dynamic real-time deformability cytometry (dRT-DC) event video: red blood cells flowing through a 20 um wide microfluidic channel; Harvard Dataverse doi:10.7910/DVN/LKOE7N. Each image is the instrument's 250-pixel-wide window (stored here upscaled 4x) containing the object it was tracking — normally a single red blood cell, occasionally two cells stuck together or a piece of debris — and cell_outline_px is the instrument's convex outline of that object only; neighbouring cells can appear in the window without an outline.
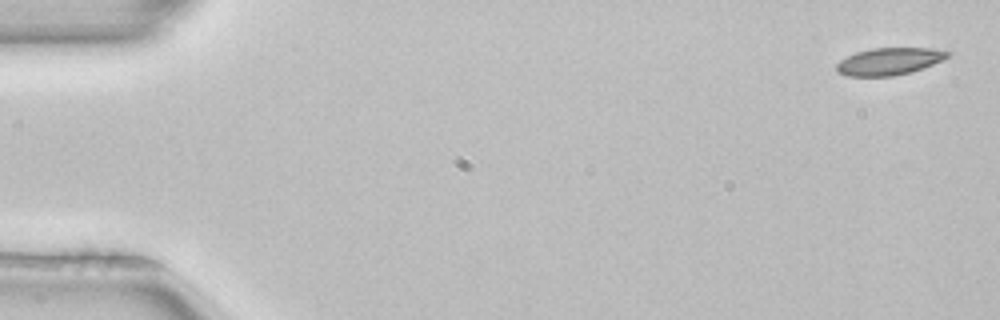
{"species": "common noctule bat (a hibernating species)", "species_latin": "Nyctalus noctula", "temperature_condition": "room temperature", "stored_images_in_passage": 5, "camera_frame_rate_fps": 3000, "um_per_image_px": 0.085, "animal": {"sex": "female", "body_mass_g": 22.7, "forearm_length_mm": 54.2}, "frame": {"image": 1, "passage_image": 1, "time_ms": 0.0, "image_size_px": [1000, 320], "cell_outline_px": [[952, 52], [948, 56], [932, 64], [912, 72], [892, 76], [848, 76], [840, 72], [836, 68], [836, 64], [840, 60], [856, 52], [872, 48], [932, 48]], "centroid_in_image_um": [75.58, 5.21], "position_along_channel_um": 9.4, "area_um2": 17.4}}
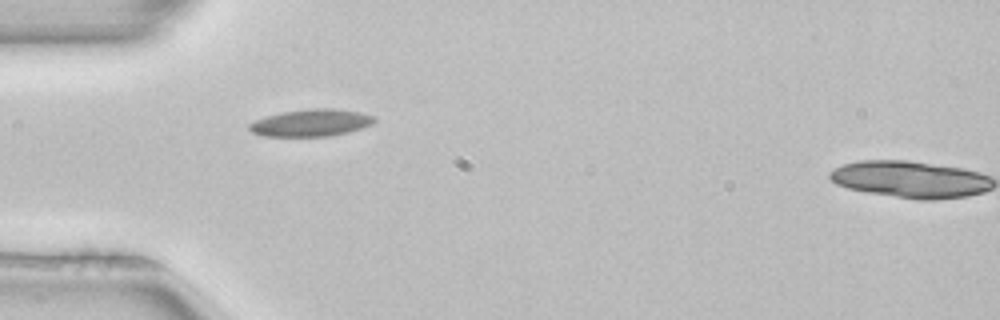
{"frame": {"image": 2, "passage_image": 4, "time_ms": 1.0, "image_size_px": [1000, 320], "cell_outline_px": [[376, 120], [372, 124], [348, 132], [328, 136], [260, 136], [252, 132], [248, 128], [248, 124], [256, 120], [268, 116], [284, 112], [312, 108], [332, 108], [360, 112], [376, 116]], "centroid_in_image_um": [26.45, 10.44], "position_along_channel_um": 58.5, "area_um2": 19.65}}